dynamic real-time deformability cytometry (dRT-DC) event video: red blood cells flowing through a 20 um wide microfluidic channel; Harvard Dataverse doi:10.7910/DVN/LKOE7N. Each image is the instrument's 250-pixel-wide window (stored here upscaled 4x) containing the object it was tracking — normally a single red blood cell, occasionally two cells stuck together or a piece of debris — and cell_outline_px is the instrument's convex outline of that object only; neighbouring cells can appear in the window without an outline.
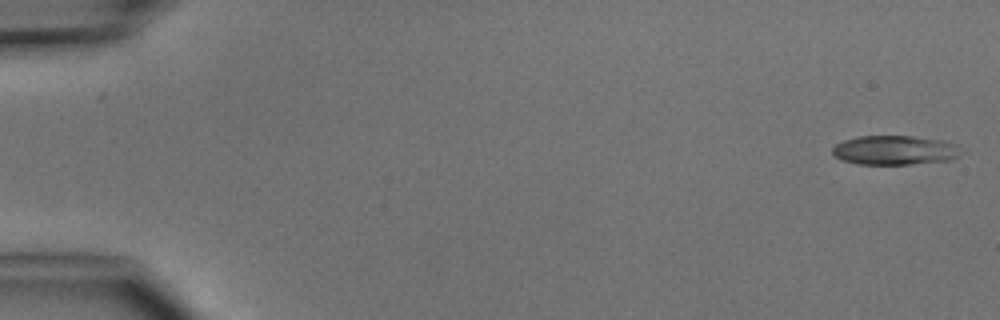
{"species": "common noctule bat (a hibernating species)", "species_latin": "Nyctalus noctula", "temperature_condition": "cold", "stored_images_in_passage": 5, "camera_frame_rate_fps": 3000, "um_per_image_px": 0.085, "animal": {"sex": "male", "body_mass_g": 15.6}, "frame": {"image": 1, "passage_image": 1, "time_ms": 0.0, "image_size_px": [1000, 320], "cell_outline_px": [[968, 148], [952, 160], [908, 164], [860, 164], [844, 160], [836, 156], [832, 152], [832, 148], [836, 144], [844, 140], [856, 136], [912, 136], [944, 140], [960, 144]], "centroid_in_image_um": [76.18, 12.75], "position_along_channel_um": 8.8, "area_um2": 22.31}}
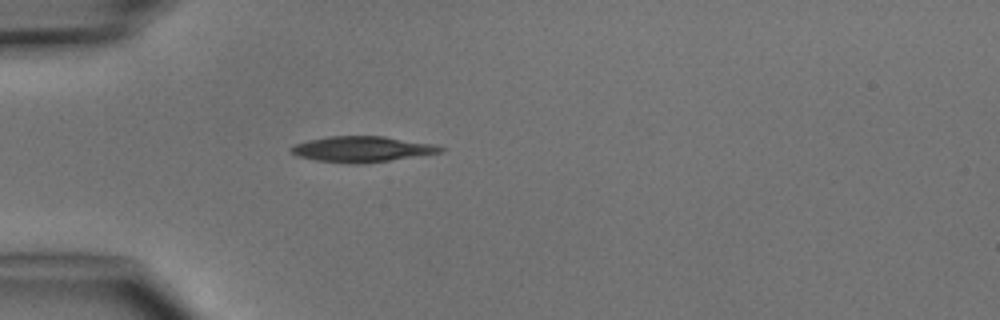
{"frame": {"image": 2, "passage_image": 5, "time_ms": 4.333, "image_size_px": [1000, 320], "cell_outline_px": [[444, 152], [360, 164], [352, 164], [316, 160], [296, 156], [288, 148], [292, 144], [308, 140], [328, 136], [384, 136], [436, 144], [444, 148]], "centroid_in_image_um": [30.75, 12.67], "position_along_channel_um": 54.3, "area_um2": 22.48}}